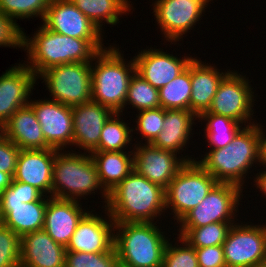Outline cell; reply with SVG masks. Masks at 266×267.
Segmentation results:
<instances>
[{
	"label": "cell",
	"instance_id": "836d02e7",
	"mask_svg": "<svg viewBox=\"0 0 266 267\" xmlns=\"http://www.w3.org/2000/svg\"><path fill=\"white\" fill-rule=\"evenodd\" d=\"M51 0H0V11L15 23L19 19H44ZM17 19V20H16Z\"/></svg>",
	"mask_w": 266,
	"mask_h": 267
},
{
	"label": "cell",
	"instance_id": "52a82bcc",
	"mask_svg": "<svg viewBox=\"0 0 266 267\" xmlns=\"http://www.w3.org/2000/svg\"><path fill=\"white\" fill-rule=\"evenodd\" d=\"M217 183L197 161L187 162L165 189L166 213L167 209L171 211L175 225L199 205Z\"/></svg>",
	"mask_w": 266,
	"mask_h": 267
},
{
	"label": "cell",
	"instance_id": "f6af8a7d",
	"mask_svg": "<svg viewBox=\"0 0 266 267\" xmlns=\"http://www.w3.org/2000/svg\"><path fill=\"white\" fill-rule=\"evenodd\" d=\"M12 178L4 172L0 171V196L3 192V190L10 185Z\"/></svg>",
	"mask_w": 266,
	"mask_h": 267
},
{
	"label": "cell",
	"instance_id": "44dd1931",
	"mask_svg": "<svg viewBox=\"0 0 266 267\" xmlns=\"http://www.w3.org/2000/svg\"><path fill=\"white\" fill-rule=\"evenodd\" d=\"M76 200L49 197L43 229L58 244L67 247L79 221L89 211Z\"/></svg>",
	"mask_w": 266,
	"mask_h": 267
},
{
	"label": "cell",
	"instance_id": "8d00e7d4",
	"mask_svg": "<svg viewBox=\"0 0 266 267\" xmlns=\"http://www.w3.org/2000/svg\"><path fill=\"white\" fill-rule=\"evenodd\" d=\"M115 248L104 253L66 251L65 267H117Z\"/></svg>",
	"mask_w": 266,
	"mask_h": 267
},
{
	"label": "cell",
	"instance_id": "d4e9b609",
	"mask_svg": "<svg viewBox=\"0 0 266 267\" xmlns=\"http://www.w3.org/2000/svg\"><path fill=\"white\" fill-rule=\"evenodd\" d=\"M3 135L21 150L52 148L45 140L33 108L28 104L3 125Z\"/></svg>",
	"mask_w": 266,
	"mask_h": 267
},
{
	"label": "cell",
	"instance_id": "83f0119b",
	"mask_svg": "<svg viewBox=\"0 0 266 267\" xmlns=\"http://www.w3.org/2000/svg\"><path fill=\"white\" fill-rule=\"evenodd\" d=\"M103 34V23L117 25L134 8L129 0H70ZM129 12V13H127Z\"/></svg>",
	"mask_w": 266,
	"mask_h": 267
},
{
	"label": "cell",
	"instance_id": "f546056e",
	"mask_svg": "<svg viewBox=\"0 0 266 267\" xmlns=\"http://www.w3.org/2000/svg\"><path fill=\"white\" fill-rule=\"evenodd\" d=\"M124 114L115 112L102 128L99 146L95 151H126L133 140L132 127L130 123L121 119ZM121 116V117H120ZM128 123V124H127ZM130 126V127H129ZM130 144V145H129Z\"/></svg>",
	"mask_w": 266,
	"mask_h": 267
},
{
	"label": "cell",
	"instance_id": "277c9868",
	"mask_svg": "<svg viewBox=\"0 0 266 267\" xmlns=\"http://www.w3.org/2000/svg\"><path fill=\"white\" fill-rule=\"evenodd\" d=\"M113 45L100 50L91 62V100L123 114L136 65L134 57L127 61Z\"/></svg>",
	"mask_w": 266,
	"mask_h": 267
},
{
	"label": "cell",
	"instance_id": "30bf717a",
	"mask_svg": "<svg viewBox=\"0 0 266 267\" xmlns=\"http://www.w3.org/2000/svg\"><path fill=\"white\" fill-rule=\"evenodd\" d=\"M243 192L238 185L218 182L203 201L189 211L176 227L198 228L215 222H237L236 216L239 215L238 207L240 200L243 199Z\"/></svg>",
	"mask_w": 266,
	"mask_h": 267
},
{
	"label": "cell",
	"instance_id": "ab89813d",
	"mask_svg": "<svg viewBox=\"0 0 266 267\" xmlns=\"http://www.w3.org/2000/svg\"><path fill=\"white\" fill-rule=\"evenodd\" d=\"M1 196L8 201H22L25 203L39 201L45 195L34 186L11 180L10 185L7 186Z\"/></svg>",
	"mask_w": 266,
	"mask_h": 267
},
{
	"label": "cell",
	"instance_id": "7bdbcfd3",
	"mask_svg": "<svg viewBox=\"0 0 266 267\" xmlns=\"http://www.w3.org/2000/svg\"><path fill=\"white\" fill-rule=\"evenodd\" d=\"M253 178L255 188L262 193L261 195L266 197V167H264L263 171L260 170L259 173L255 174Z\"/></svg>",
	"mask_w": 266,
	"mask_h": 267
},
{
	"label": "cell",
	"instance_id": "7c38bea8",
	"mask_svg": "<svg viewBox=\"0 0 266 267\" xmlns=\"http://www.w3.org/2000/svg\"><path fill=\"white\" fill-rule=\"evenodd\" d=\"M249 223L238 220L230 227L222 244L226 267H250L266 261V223Z\"/></svg>",
	"mask_w": 266,
	"mask_h": 267
},
{
	"label": "cell",
	"instance_id": "5bb4252c",
	"mask_svg": "<svg viewBox=\"0 0 266 267\" xmlns=\"http://www.w3.org/2000/svg\"><path fill=\"white\" fill-rule=\"evenodd\" d=\"M33 108L46 142L55 149L64 150L73 146L72 107L49 98L32 100ZM70 145V146H68Z\"/></svg>",
	"mask_w": 266,
	"mask_h": 267
},
{
	"label": "cell",
	"instance_id": "e0dca14e",
	"mask_svg": "<svg viewBox=\"0 0 266 267\" xmlns=\"http://www.w3.org/2000/svg\"><path fill=\"white\" fill-rule=\"evenodd\" d=\"M189 56L181 59V56H174L173 52L170 54L161 48L147 47L134 56L136 72L153 87L160 89L187 68L195 57Z\"/></svg>",
	"mask_w": 266,
	"mask_h": 267
},
{
	"label": "cell",
	"instance_id": "6da1fadb",
	"mask_svg": "<svg viewBox=\"0 0 266 267\" xmlns=\"http://www.w3.org/2000/svg\"><path fill=\"white\" fill-rule=\"evenodd\" d=\"M37 29L30 38L23 32V49L28 57L24 62L36 77L54 66L92 62L96 54L105 48L104 39L74 38L54 32L44 24Z\"/></svg>",
	"mask_w": 266,
	"mask_h": 267
},
{
	"label": "cell",
	"instance_id": "9c48e42d",
	"mask_svg": "<svg viewBox=\"0 0 266 267\" xmlns=\"http://www.w3.org/2000/svg\"><path fill=\"white\" fill-rule=\"evenodd\" d=\"M241 73V74H240ZM231 70L220 82L211 107L202 113H214L236 120L244 126L255 124L253 119L256 101L253 87L246 75ZM253 90V91H252ZM253 120V121H252ZM247 124V125H246Z\"/></svg>",
	"mask_w": 266,
	"mask_h": 267
},
{
	"label": "cell",
	"instance_id": "9a60e30c",
	"mask_svg": "<svg viewBox=\"0 0 266 267\" xmlns=\"http://www.w3.org/2000/svg\"><path fill=\"white\" fill-rule=\"evenodd\" d=\"M94 212L89 210L79 221L66 251L104 253L114 248V220L105 207L108 217Z\"/></svg>",
	"mask_w": 266,
	"mask_h": 267
},
{
	"label": "cell",
	"instance_id": "8992f818",
	"mask_svg": "<svg viewBox=\"0 0 266 267\" xmlns=\"http://www.w3.org/2000/svg\"><path fill=\"white\" fill-rule=\"evenodd\" d=\"M72 151V152H71ZM58 150L56 152L53 175H52V197L68 200H87L86 196L100 190L106 206L108 193L102 187L97 167L90 153L77 152L71 149ZM96 190V191H95Z\"/></svg>",
	"mask_w": 266,
	"mask_h": 267
},
{
	"label": "cell",
	"instance_id": "7dc6e473",
	"mask_svg": "<svg viewBox=\"0 0 266 267\" xmlns=\"http://www.w3.org/2000/svg\"><path fill=\"white\" fill-rule=\"evenodd\" d=\"M3 135V126L0 124V137Z\"/></svg>",
	"mask_w": 266,
	"mask_h": 267
},
{
	"label": "cell",
	"instance_id": "74e56055",
	"mask_svg": "<svg viewBox=\"0 0 266 267\" xmlns=\"http://www.w3.org/2000/svg\"><path fill=\"white\" fill-rule=\"evenodd\" d=\"M21 237L0 222V267H20Z\"/></svg>",
	"mask_w": 266,
	"mask_h": 267
},
{
	"label": "cell",
	"instance_id": "f1b7e54d",
	"mask_svg": "<svg viewBox=\"0 0 266 267\" xmlns=\"http://www.w3.org/2000/svg\"><path fill=\"white\" fill-rule=\"evenodd\" d=\"M197 120L206 124L203 131L209 150L227 146L244 126L236 120L214 113H201Z\"/></svg>",
	"mask_w": 266,
	"mask_h": 267
},
{
	"label": "cell",
	"instance_id": "603a6c76",
	"mask_svg": "<svg viewBox=\"0 0 266 267\" xmlns=\"http://www.w3.org/2000/svg\"><path fill=\"white\" fill-rule=\"evenodd\" d=\"M48 196L39 201L25 203L8 201L0 196V222L17 235L41 230L44 227Z\"/></svg>",
	"mask_w": 266,
	"mask_h": 267
},
{
	"label": "cell",
	"instance_id": "7a4b0ae2",
	"mask_svg": "<svg viewBox=\"0 0 266 267\" xmlns=\"http://www.w3.org/2000/svg\"><path fill=\"white\" fill-rule=\"evenodd\" d=\"M165 195L162 186L133 170L108 193L105 208L114 222H158L166 218Z\"/></svg>",
	"mask_w": 266,
	"mask_h": 267
},
{
	"label": "cell",
	"instance_id": "ee69618b",
	"mask_svg": "<svg viewBox=\"0 0 266 267\" xmlns=\"http://www.w3.org/2000/svg\"><path fill=\"white\" fill-rule=\"evenodd\" d=\"M263 125L260 124V166L266 167V133L263 131Z\"/></svg>",
	"mask_w": 266,
	"mask_h": 267
},
{
	"label": "cell",
	"instance_id": "60d3db41",
	"mask_svg": "<svg viewBox=\"0 0 266 267\" xmlns=\"http://www.w3.org/2000/svg\"><path fill=\"white\" fill-rule=\"evenodd\" d=\"M21 149L4 135L0 137V171L13 177Z\"/></svg>",
	"mask_w": 266,
	"mask_h": 267
},
{
	"label": "cell",
	"instance_id": "5b68a950",
	"mask_svg": "<svg viewBox=\"0 0 266 267\" xmlns=\"http://www.w3.org/2000/svg\"><path fill=\"white\" fill-rule=\"evenodd\" d=\"M157 222H115L114 248L126 267H162L168 237Z\"/></svg>",
	"mask_w": 266,
	"mask_h": 267
},
{
	"label": "cell",
	"instance_id": "8fae6325",
	"mask_svg": "<svg viewBox=\"0 0 266 267\" xmlns=\"http://www.w3.org/2000/svg\"><path fill=\"white\" fill-rule=\"evenodd\" d=\"M213 0H155L153 14L163 40L176 45L183 35L195 28ZM210 2V3H209Z\"/></svg>",
	"mask_w": 266,
	"mask_h": 267
},
{
	"label": "cell",
	"instance_id": "d6a6232c",
	"mask_svg": "<svg viewBox=\"0 0 266 267\" xmlns=\"http://www.w3.org/2000/svg\"><path fill=\"white\" fill-rule=\"evenodd\" d=\"M132 105L137 112L145 109L161 107L159 102V89L145 81L136 71L131 77L124 109Z\"/></svg>",
	"mask_w": 266,
	"mask_h": 267
},
{
	"label": "cell",
	"instance_id": "f35d334b",
	"mask_svg": "<svg viewBox=\"0 0 266 267\" xmlns=\"http://www.w3.org/2000/svg\"><path fill=\"white\" fill-rule=\"evenodd\" d=\"M23 29L0 11V47L23 49Z\"/></svg>",
	"mask_w": 266,
	"mask_h": 267
},
{
	"label": "cell",
	"instance_id": "1f68e13d",
	"mask_svg": "<svg viewBox=\"0 0 266 267\" xmlns=\"http://www.w3.org/2000/svg\"><path fill=\"white\" fill-rule=\"evenodd\" d=\"M236 222H215L198 228H179L183 237L194 248L222 245L230 227Z\"/></svg>",
	"mask_w": 266,
	"mask_h": 267
},
{
	"label": "cell",
	"instance_id": "e575fe53",
	"mask_svg": "<svg viewBox=\"0 0 266 267\" xmlns=\"http://www.w3.org/2000/svg\"><path fill=\"white\" fill-rule=\"evenodd\" d=\"M175 238V244L170 242V238L166 244L162 267H199L195 248L183 237L177 235Z\"/></svg>",
	"mask_w": 266,
	"mask_h": 267
},
{
	"label": "cell",
	"instance_id": "d6986e66",
	"mask_svg": "<svg viewBox=\"0 0 266 267\" xmlns=\"http://www.w3.org/2000/svg\"><path fill=\"white\" fill-rule=\"evenodd\" d=\"M115 112L89 101L72 107L73 145L74 148L91 153L99 146L102 128Z\"/></svg>",
	"mask_w": 266,
	"mask_h": 267
},
{
	"label": "cell",
	"instance_id": "7402d4cb",
	"mask_svg": "<svg viewBox=\"0 0 266 267\" xmlns=\"http://www.w3.org/2000/svg\"><path fill=\"white\" fill-rule=\"evenodd\" d=\"M66 248L44 230L21 237L20 267H65Z\"/></svg>",
	"mask_w": 266,
	"mask_h": 267
},
{
	"label": "cell",
	"instance_id": "ac0fdd59",
	"mask_svg": "<svg viewBox=\"0 0 266 267\" xmlns=\"http://www.w3.org/2000/svg\"><path fill=\"white\" fill-rule=\"evenodd\" d=\"M41 22L54 32L74 38H104L102 32L70 0H51Z\"/></svg>",
	"mask_w": 266,
	"mask_h": 267
},
{
	"label": "cell",
	"instance_id": "484cf974",
	"mask_svg": "<svg viewBox=\"0 0 266 267\" xmlns=\"http://www.w3.org/2000/svg\"><path fill=\"white\" fill-rule=\"evenodd\" d=\"M196 119L198 116L190 110L164 109L163 130L151 144L179 155L189 146Z\"/></svg>",
	"mask_w": 266,
	"mask_h": 267
},
{
	"label": "cell",
	"instance_id": "c3c4849f",
	"mask_svg": "<svg viewBox=\"0 0 266 267\" xmlns=\"http://www.w3.org/2000/svg\"><path fill=\"white\" fill-rule=\"evenodd\" d=\"M117 267H126V266H123V265H121V264H118Z\"/></svg>",
	"mask_w": 266,
	"mask_h": 267
},
{
	"label": "cell",
	"instance_id": "2e32d148",
	"mask_svg": "<svg viewBox=\"0 0 266 267\" xmlns=\"http://www.w3.org/2000/svg\"><path fill=\"white\" fill-rule=\"evenodd\" d=\"M37 80L36 75L25 63L10 67L0 76V124L2 126L15 111L29 104Z\"/></svg>",
	"mask_w": 266,
	"mask_h": 267
},
{
	"label": "cell",
	"instance_id": "b9f144b4",
	"mask_svg": "<svg viewBox=\"0 0 266 267\" xmlns=\"http://www.w3.org/2000/svg\"><path fill=\"white\" fill-rule=\"evenodd\" d=\"M199 267H226L222 245L195 248Z\"/></svg>",
	"mask_w": 266,
	"mask_h": 267
},
{
	"label": "cell",
	"instance_id": "4316f807",
	"mask_svg": "<svg viewBox=\"0 0 266 267\" xmlns=\"http://www.w3.org/2000/svg\"><path fill=\"white\" fill-rule=\"evenodd\" d=\"M131 151H101L91 152V157L97 167L100 183L109 193L133 170V149Z\"/></svg>",
	"mask_w": 266,
	"mask_h": 267
},
{
	"label": "cell",
	"instance_id": "cb8c5ba5",
	"mask_svg": "<svg viewBox=\"0 0 266 267\" xmlns=\"http://www.w3.org/2000/svg\"><path fill=\"white\" fill-rule=\"evenodd\" d=\"M204 62L197 57L191 61L190 111L197 116L208 111L220 82L231 71L220 72L215 65Z\"/></svg>",
	"mask_w": 266,
	"mask_h": 267
},
{
	"label": "cell",
	"instance_id": "4dcf8cb0",
	"mask_svg": "<svg viewBox=\"0 0 266 267\" xmlns=\"http://www.w3.org/2000/svg\"><path fill=\"white\" fill-rule=\"evenodd\" d=\"M191 62L187 68L159 89V102L163 109L190 110Z\"/></svg>",
	"mask_w": 266,
	"mask_h": 267
},
{
	"label": "cell",
	"instance_id": "ffe728a7",
	"mask_svg": "<svg viewBox=\"0 0 266 267\" xmlns=\"http://www.w3.org/2000/svg\"><path fill=\"white\" fill-rule=\"evenodd\" d=\"M57 151L55 148L21 150L12 179L34 186L45 196L52 197L53 164Z\"/></svg>",
	"mask_w": 266,
	"mask_h": 267
},
{
	"label": "cell",
	"instance_id": "ba28073f",
	"mask_svg": "<svg viewBox=\"0 0 266 267\" xmlns=\"http://www.w3.org/2000/svg\"><path fill=\"white\" fill-rule=\"evenodd\" d=\"M47 87L49 98L73 107L91 101V62H76L54 66L37 79Z\"/></svg>",
	"mask_w": 266,
	"mask_h": 267
},
{
	"label": "cell",
	"instance_id": "4fadbf2b",
	"mask_svg": "<svg viewBox=\"0 0 266 267\" xmlns=\"http://www.w3.org/2000/svg\"><path fill=\"white\" fill-rule=\"evenodd\" d=\"M136 141L133 148L134 171L149 181L166 189L179 170L187 163L195 161V157L177 156L176 153L163 150L152 144ZM187 157V158H186Z\"/></svg>",
	"mask_w": 266,
	"mask_h": 267
},
{
	"label": "cell",
	"instance_id": "bcb514c9",
	"mask_svg": "<svg viewBox=\"0 0 266 267\" xmlns=\"http://www.w3.org/2000/svg\"><path fill=\"white\" fill-rule=\"evenodd\" d=\"M250 267H266V261H263L261 263H257L255 265H252Z\"/></svg>",
	"mask_w": 266,
	"mask_h": 267
},
{
	"label": "cell",
	"instance_id": "3957f363",
	"mask_svg": "<svg viewBox=\"0 0 266 267\" xmlns=\"http://www.w3.org/2000/svg\"><path fill=\"white\" fill-rule=\"evenodd\" d=\"M200 159L195 161L218 182L232 183L243 189L249 170L260 165V123L243 126L227 146L209 150Z\"/></svg>",
	"mask_w": 266,
	"mask_h": 267
},
{
	"label": "cell",
	"instance_id": "d590c367",
	"mask_svg": "<svg viewBox=\"0 0 266 267\" xmlns=\"http://www.w3.org/2000/svg\"><path fill=\"white\" fill-rule=\"evenodd\" d=\"M136 126L132 128V133L139 132L140 137L144 138L146 141L144 143L151 144L158 134L163 130L164 125V109L162 107L145 109L137 112ZM138 131V132H137Z\"/></svg>",
	"mask_w": 266,
	"mask_h": 267
}]
</instances>
